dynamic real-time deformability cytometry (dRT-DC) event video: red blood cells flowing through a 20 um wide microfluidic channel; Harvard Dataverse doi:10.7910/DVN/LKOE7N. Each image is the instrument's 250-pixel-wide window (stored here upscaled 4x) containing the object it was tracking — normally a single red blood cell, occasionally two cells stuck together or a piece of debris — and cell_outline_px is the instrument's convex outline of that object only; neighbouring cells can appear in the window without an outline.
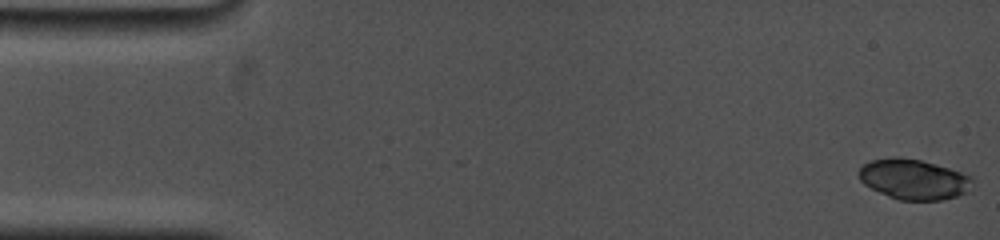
{"species": "common noctule bat (a hibernating species)", "species_latin": "Nyctalus noctula", "temperature_condition": "cold", "stored_images_in_passage": 14, "camera_frame_rate_fps": 5000, "um_per_image_px": 0.085, "animal": {"sex": "female", "body_mass_g": 19.0, "forearm_length_mm": 53.3}, "frame": {"image": 1, "passage_image": 1, "time_ms": 0.0, "image_size_px": [1000, 240], "cell_outline_px": [[972, 180], [968, 192], [956, 196], [940, 200], [900, 200], [888, 196], [864, 184], [860, 180], [860, 168], [864, 164], [872, 160], [896, 156], [920, 160], [936, 164], [972, 176]], "centroid_in_image_um": [77.67, 15.24], "position_along_channel_um": 7.3, "area_um2": 26.36}}
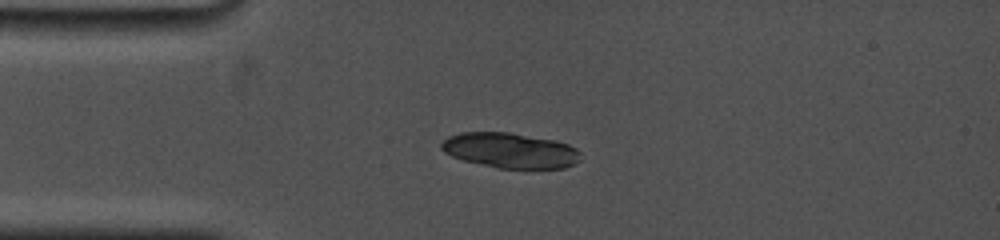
{"frame": {"image": 2, "passage_image": 12, "time_ms": 3.8, "image_size_px": [1000, 240], "cell_outline_px": [[580, 152], [576, 160], [572, 164], [564, 168], [496, 168], [464, 160], [452, 156], [444, 152], [440, 148], [440, 144], [448, 136], [460, 132], [508, 132], [556, 140], [568, 144], [576, 148]], "centroid_in_image_um": [43.32, 12.77], "position_along_channel_um": 41.7, "area_um2": 28.44}}